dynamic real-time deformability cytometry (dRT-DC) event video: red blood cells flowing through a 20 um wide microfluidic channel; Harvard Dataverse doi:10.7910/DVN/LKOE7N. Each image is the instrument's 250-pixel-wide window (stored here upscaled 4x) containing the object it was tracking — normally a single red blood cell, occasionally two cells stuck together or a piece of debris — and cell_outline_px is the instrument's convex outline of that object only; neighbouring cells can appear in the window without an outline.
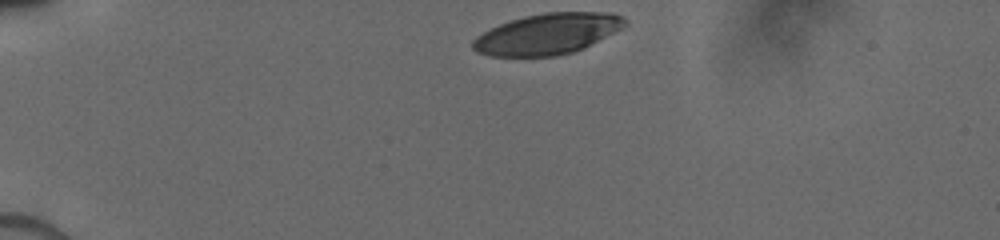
{"species": "human", "species_latin": "Homo sapiens", "temperature_condition": "cold", "stored_images_in_passage": 7, "camera_frame_rate_fps": 3000, "um_per_image_px": 0.085, "donor": {"sex": "male"}, "frame": {"image": 1, "passage_image": 1, "time_ms": 0.0, "image_size_px": [1000, 240], "cell_outline_px": [[628, 24], [584, 48], [572, 52], [556, 56], [492, 56], [476, 52], [472, 48], [472, 40], [476, 36], [500, 24], [524, 16], [544, 12], [612, 12], [620, 16]], "centroid_in_image_um": [46.51, 2.88], "position_along_channel_um": 38.5, "area_um2": 35.95}}
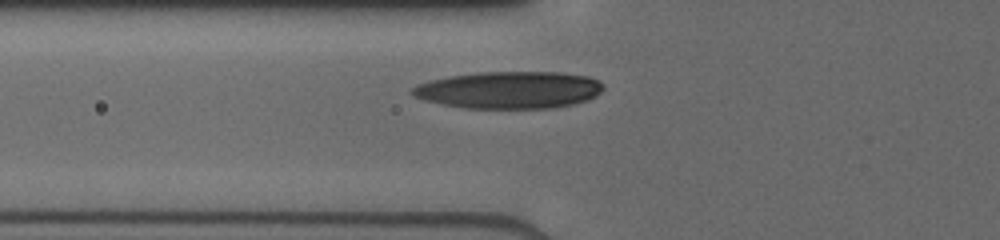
{"frame": {"image": 2, "passage_image": 5, "time_ms": 2.667, "image_size_px": [1000, 240], "cell_outline_px": [[604, 88], [600, 92], [588, 100], [572, 104], [548, 108], [464, 108], [444, 104], [428, 100], [416, 96], [408, 92], [412, 88], [420, 84], [432, 80], [448, 76], [476, 72], [560, 72], [588, 76], [600, 80], [604, 84]], "centroid_in_image_um": [43.33, 7.63], "position_along_channel_um": 82.5, "area_um2": 41.21}}
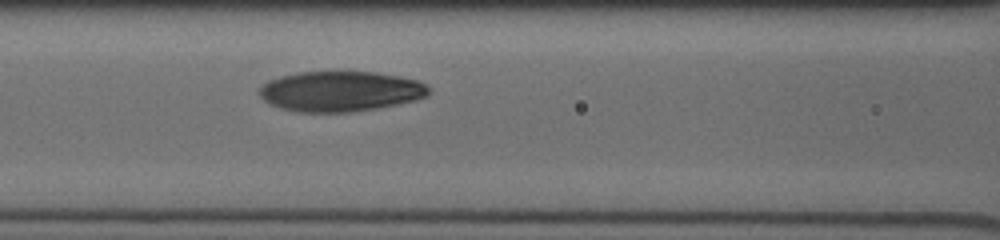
{"frame": {"image": 3, "passage_image": 7, "time_ms": 4.0, "image_size_px": [1000, 240], "cell_outline_px": [[428, 96], [416, 100], [376, 108], [352, 112], [296, 112], [280, 108], [268, 104], [260, 96], [260, 88], [268, 80], [280, 76], [296, 72], [376, 72], [416, 80], [424, 84], [428, 88]], "centroid_in_image_um": [28.89, 7.77], "position_along_channel_um": 137.7, "area_um2": 39.65}}